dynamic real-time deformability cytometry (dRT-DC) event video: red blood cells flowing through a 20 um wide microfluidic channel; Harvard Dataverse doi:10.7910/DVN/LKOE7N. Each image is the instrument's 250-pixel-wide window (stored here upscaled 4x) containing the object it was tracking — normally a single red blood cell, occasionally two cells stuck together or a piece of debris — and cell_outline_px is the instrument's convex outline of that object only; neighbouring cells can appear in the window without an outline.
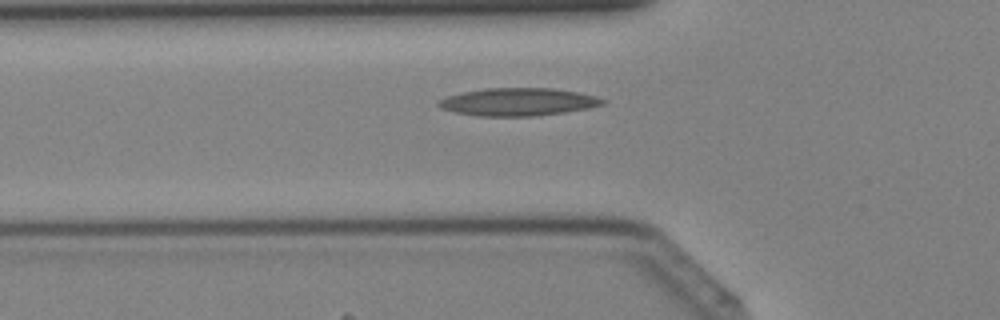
{"species": "Egyptian fruit bat (a non-hibernating species)", "species_latin": "Rousettus aegyptiacus", "temperature_condition": "cold", "stored_images_in_passage": 39, "camera_frame_rate_fps": 3000, "um_per_image_px": 0.085, "animal": {"sex": "female"}, "frame": {"image": 1, "passage_image": 12, "time_ms": 3.667, "image_size_px": [1000, 320], "cell_outline_px": [[604, 104], [588, 108], [564, 112], [532, 116], [480, 116], [456, 112], [440, 108], [436, 104], [440, 100], [448, 96], [464, 92], [488, 88], [556, 88], [596, 96], [604, 100]], "centroid_in_image_um": [44.04, 8.66], "position_along_channel_um": 81.8, "area_um2": 26.24}}
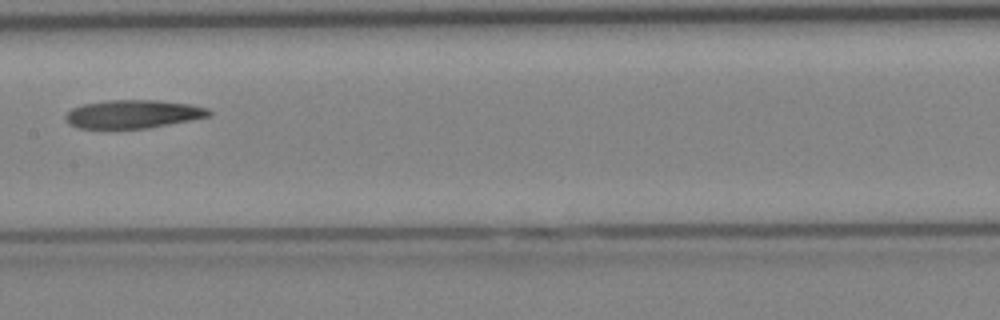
{"frame": {"image": 2, "passage_image": 19, "time_ms": 6.0, "image_size_px": [1000, 320], "cell_outline_px": [[212, 116], [192, 120], [148, 128], [108, 132], [76, 128], [68, 124], [64, 120], [64, 116], [72, 108], [84, 104], [108, 100], [156, 100], [188, 104], [208, 108], [212, 112]], "centroid_in_image_um": [11.23, 9.75], "position_along_channel_um": 196.2, "area_um2": 24.8}}
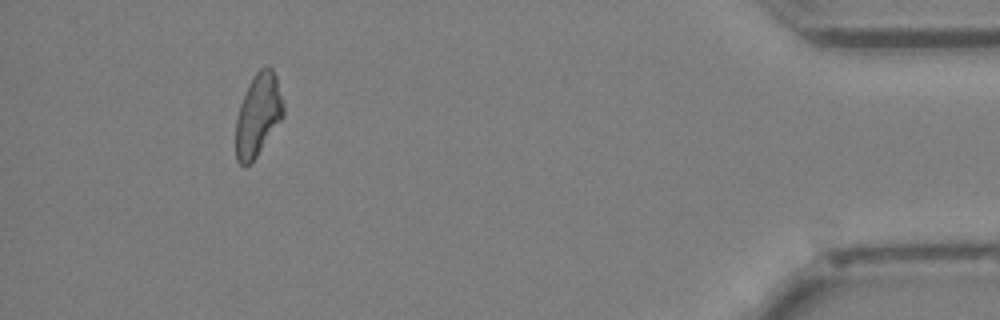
{"frame": {"image": 3, "passage_image": 36, "time_ms": 11.667, "image_size_px": [1000, 320], "cell_outline_px": [[284, 116], [256, 156], [244, 168], [236, 160], [236, 116], [240, 104], [248, 84], [252, 76], [260, 68], [268, 64], [272, 68], [276, 76], [284, 104]], "centroid_in_image_um": [21.93, 9.73], "position_along_channel_um": 413.3, "area_um2": 22.95}}